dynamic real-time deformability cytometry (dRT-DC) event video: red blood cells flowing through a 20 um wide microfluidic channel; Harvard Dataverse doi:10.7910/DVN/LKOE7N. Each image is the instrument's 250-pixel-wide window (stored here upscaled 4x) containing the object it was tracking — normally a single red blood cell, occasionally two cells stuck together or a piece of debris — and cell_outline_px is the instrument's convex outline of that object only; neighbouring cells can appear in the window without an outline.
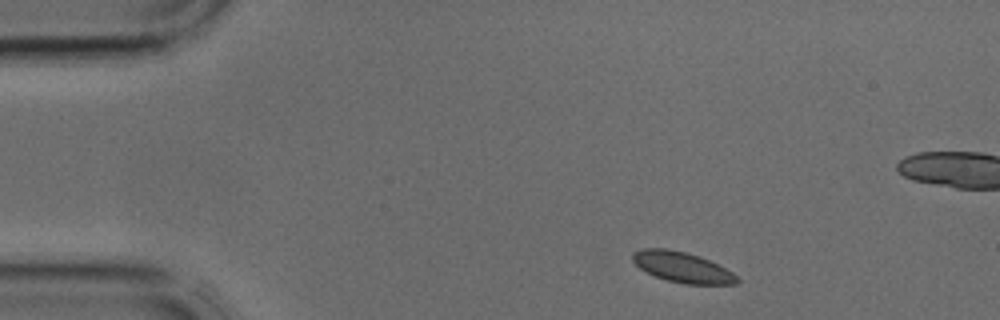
{"species": "common noctule bat (a hibernating species)", "species_latin": "Nyctalus noctula", "temperature_condition": "cold", "stored_images_in_passage": 3, "camera_frame_rate_fps": 3000, "um_per_image_px": 0.085, "animal": {"sex": "male", "body_mass_g": 17.9, "forearm_length_mm": 54.2}, "frame": {"image": 1, "passage_image": 1, "time_ms": 0.0, "image_size_px": [1000, 320], "cell_outline_px": [[740, 280], [736, 284], [684, 284], [668, 280], [656, 276], [640, 268], [632, 260], [632, 252], [644, 248], [664, 248], [684, 252], [700, 256], [732, 272]], "centroid_in_image_um": [57.98, 22.71], "position_along_channel_um": 27.0, "area_um2": 18.26}}